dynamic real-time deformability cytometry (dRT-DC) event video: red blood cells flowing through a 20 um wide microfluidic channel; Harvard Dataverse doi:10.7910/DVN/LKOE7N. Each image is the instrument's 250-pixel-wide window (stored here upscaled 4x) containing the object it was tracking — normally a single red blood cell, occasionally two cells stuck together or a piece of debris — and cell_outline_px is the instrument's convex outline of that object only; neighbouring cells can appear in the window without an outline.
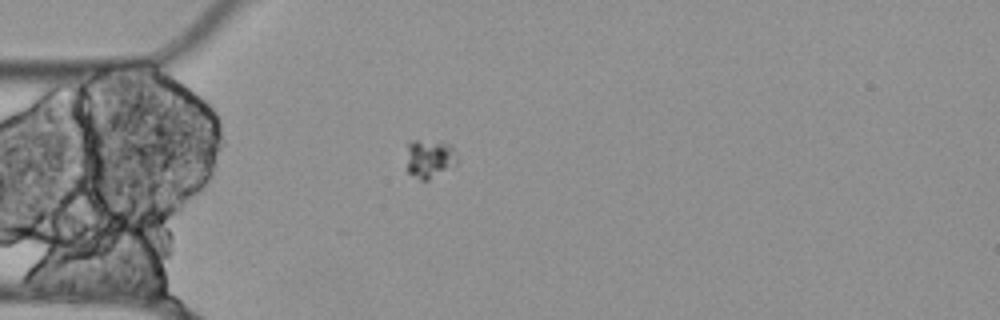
{"species": "Egyptian fruit bat (a non-hibernating species)", "species_latin": "Rousettus aegyptiacus", "temperature_condition": "cold", "stored_images_in_passage": 3, "camera_frame_rate_fps": 3000, "um_per_image_px": 0.085, "animal": {"sex": "female"}, "frame": {"image": 1, "passage_image": 1, "time_ms": 0.0, "image_size_px": [1000, 320], "cell_outline_px": [[460, 160], [456, 164], [428, 180], [420, 180], [408, 172], [408, 140], [440, 140], [452, 144], [460, 156]], "centroid_in_image_um": [36.59, 13.43], "position_along_channel_um": 48.4, "area_um2": 11.79}}